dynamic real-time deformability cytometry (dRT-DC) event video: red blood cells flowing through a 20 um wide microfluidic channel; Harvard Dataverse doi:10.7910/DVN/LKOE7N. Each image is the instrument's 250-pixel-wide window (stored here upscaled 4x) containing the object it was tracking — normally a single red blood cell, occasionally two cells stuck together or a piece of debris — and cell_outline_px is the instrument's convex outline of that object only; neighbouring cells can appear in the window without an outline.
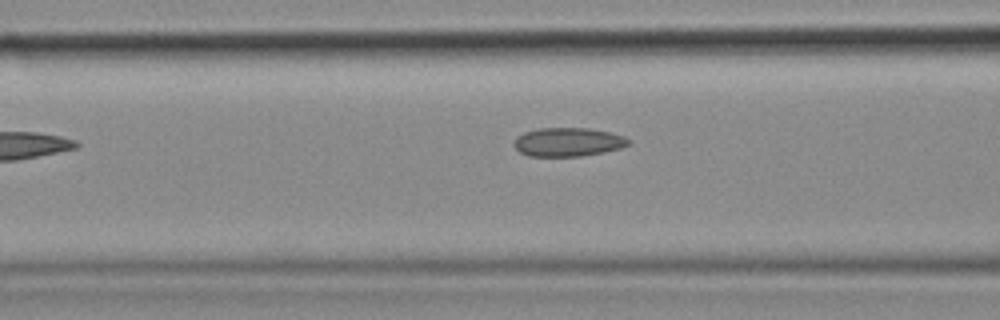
{"species": "common noctule bat (a hibernating species)", "species_latin": "Nyctalus noctula", "temperature_condition": "cold", "stored_images_in_passage": 30, "camera_frame_rate_fps": 3000, "um_per_image_px": 0.085, "animal": {"sex": "female", "body_mass_g": 18.4}, "frame": {"image": 1, "passage_image": 5, "time_ms": 1.333, "image_size_px": [1000, 320], "cell_outline_px": [[632, 144], [620, 148], [604, 152], [580, 156], [528, 156], [520, 152], [512, 144], [516, 136], [524, 132], [536, 128], [588, 128], [608, 132], [624, 136], [632, 140]], "centroid_in_image_um": [48.28, 12.07], "position_along_channel_um": 118.3, "area_um2": 19.36}}